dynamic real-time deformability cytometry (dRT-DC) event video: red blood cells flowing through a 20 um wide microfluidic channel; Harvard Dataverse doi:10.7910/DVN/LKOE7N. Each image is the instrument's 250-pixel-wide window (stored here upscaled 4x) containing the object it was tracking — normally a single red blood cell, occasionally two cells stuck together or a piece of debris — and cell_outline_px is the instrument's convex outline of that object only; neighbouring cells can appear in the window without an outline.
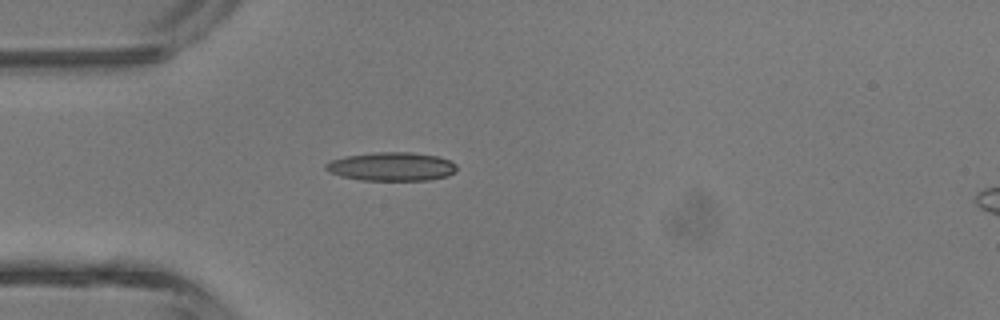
{"species": "common noctule bat (a hibernating species)", "species_latin": "Nyctalus noctula", "temperature_condition": "room temperature", "stored_images_in_passage": 2, "camera_frame_rate_fps": 3000, "um_per_image_px": 0.085, "animal": {"sex": "male", "body_mass_g": 13.3}, "frame": {"image": 1, "passage_image": 2, "time_ms": 2.0, "image_size_px": [1000, 320], "cell_outline_px": [[456, 168], [448, 176], [428, 180], [360, 180], [340, 176], [328, 172], [324, 168], [324, 164], [332, 160], [344, 156], [376, 152], [412, 152], [440, 156], [456, 164]], "centroid_in_image_um": [33.25, 14.15], "position_along_channel_um": 51.8, "area_um2": 21.96}}